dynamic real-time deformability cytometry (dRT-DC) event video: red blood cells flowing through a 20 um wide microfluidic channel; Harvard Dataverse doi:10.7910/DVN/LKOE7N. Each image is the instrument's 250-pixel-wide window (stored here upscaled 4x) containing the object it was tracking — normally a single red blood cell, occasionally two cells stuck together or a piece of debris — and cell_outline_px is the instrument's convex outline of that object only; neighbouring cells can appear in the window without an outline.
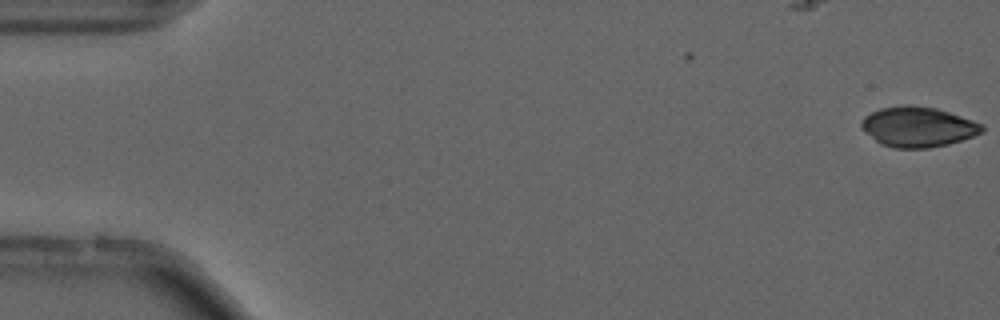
{"species": "common noctule bat (a hibernating species)", "species_latin": "Nyctalus noctula", "temperature_condition": "cold", "stored_images_in_passage": 2, "camera_frame_rate_fps": 3000, "um_per_image_px": 0.085, "animal": {"sex": "male", "forearm_length_mm": 52.5}, "frame": {"image": 1, "passage_image": 2, "time_ms": 0.333, "image_size_px": [1000, 320], "cell_outline_px": [[984, 132], [948, 144], [928, 148], [896, 148], [880, 144], [864, 132], [860, 128], [860, 124], [864, 116], [880, 108], [904, 104], [908, 104], [936, 108], [984, 124]], "centroid_in_image_um": [77.99, 10.78], "position_along_channel_um": 7.0, "area_um2": 28.32}}